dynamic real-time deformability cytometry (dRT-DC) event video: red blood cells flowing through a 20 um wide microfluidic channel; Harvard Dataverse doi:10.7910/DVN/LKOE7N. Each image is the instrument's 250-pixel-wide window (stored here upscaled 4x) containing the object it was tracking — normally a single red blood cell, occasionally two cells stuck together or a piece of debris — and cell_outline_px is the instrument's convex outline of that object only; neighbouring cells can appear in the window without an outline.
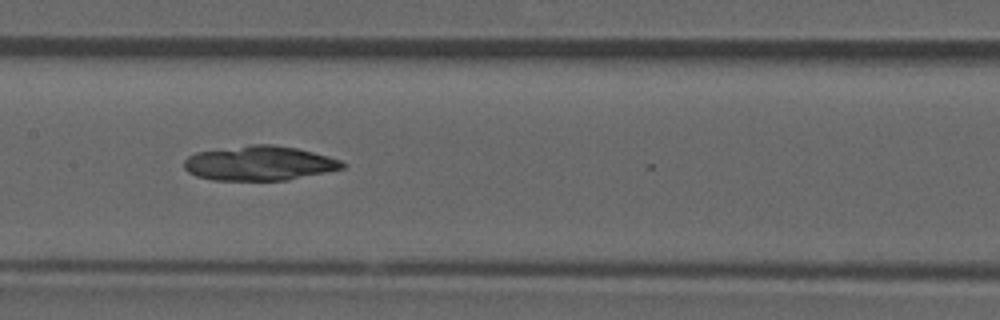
{"species": "common noctule bat (a hibernating species)", "species_latin": "Nyctalus noctula", "temperature_condition": "room temperature", "stored_images_in_passage": 9, "camera_frame_rate_fps": 3000, "um_per_image_px": 0.085, "animal": {"sex": "male", "forearm_length_mm": 52.5}, "frame": {"image": 1, "passage_image": 7, "time_ms": 2.0, "image_size_px": [1000, 320], "cell_outline_px": [[348, 164], [344, 168], [288, 180], [212, 180], [196, 176], [188, 172], [184, 168], [184, 160], [188, 156], [196, 152], [252, 144], [268, 144], [296, 148], [328, 156], [340, 160]], "centroid_in_image_um": [22.03, 13.88], "position_along_channel_um": 185.4, "area_um2": 31.85}}
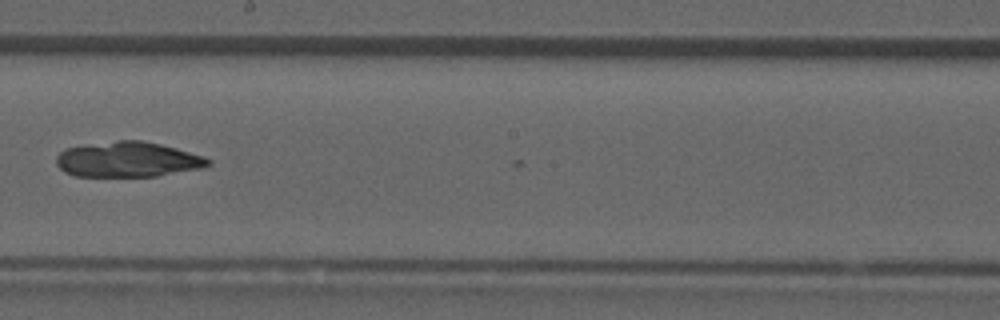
{"frame": {"image": 2, "passage_image": 8, "time_ms": 2.333, "image_size_px": [1000, 320], "cell_outline_px": [[212, 164], [204, 168], [156, 176], [76, 176], [64, 172], [56, 164], [56, 156], [64, 148], [84, 144], [116, 140], [140, 140], [160, 144], [176, 148], [204, 156], [212, 160]], "centroid_in_image_um": [10.86, 13.55], "position_along_channel_um": 237.3, "area_um2": 31.5}}